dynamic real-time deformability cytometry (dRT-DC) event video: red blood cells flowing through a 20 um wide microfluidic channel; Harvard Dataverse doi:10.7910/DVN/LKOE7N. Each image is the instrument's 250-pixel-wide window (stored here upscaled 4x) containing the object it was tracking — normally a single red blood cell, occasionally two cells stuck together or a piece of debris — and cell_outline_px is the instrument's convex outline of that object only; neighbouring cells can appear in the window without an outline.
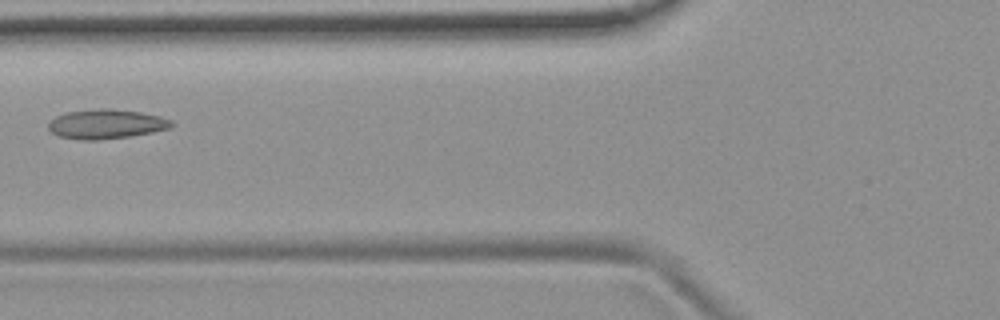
{"species": "common noctule bat (a hibernating species)", "species_latin": "Nyctalus noctula", "temperature_condition": "room temperature", "stored_images_in_passage": 7, "camera_frame_rate_fps": 3000, "um_per_image_px": 0.085, "animal": {"sex": "female", "body_mass_g": 19.9}, "frame": {"image": 1, "passage_image": 6, "time_ms": 6.0, "image_size_px": [1000, 320], "cell_outline_px": [[176, 124], [168, 128], [152, 132], [128, 136], [100, 140], [80, 140], [60, 136], [52, 132], [48, 128], [48, 120], [56, 116], [68, 112], [100, 108], [112, 108], [140, 112], [160, 116], [172, 120]], "centroid_in_image_um": [9.02, 10.54], "position_along_channel_um": 116.8, "area_um2": 21.15}}
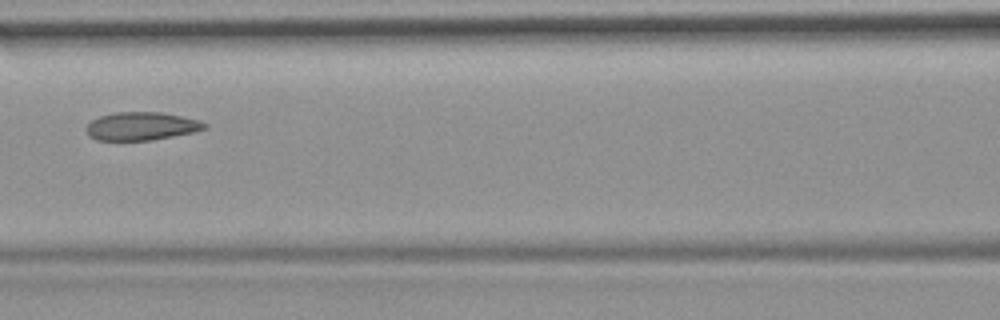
{"frame": {"image": 2, "passage_image": 7, "time_ms": 7.0, "image_size_px": [1000, 320], "cell_outline_px": [[208, 128], [192, 132], [152, 140], [96, 140], [88, 136], [88, 124], [92, 120], [100, 116], [116, 112], [160, 112], [200, 120], [208, 124]], "centroid_in_image_um": [12.04, 10.72], "position_along_channel_um": 154.6, "area_um2": 19.25}}